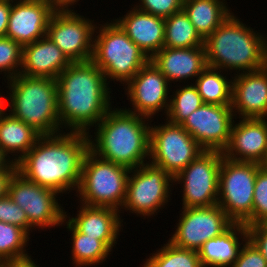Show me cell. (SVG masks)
I'll list each match as a JSON object with an SVG mask.
<instances>
[{"instance_id": "cell-1", "label": "cell", "mask_w": 267, "mask_h": 267, "mask_svg": "<svg viewBox=\"0 0 267 267\" xmlns=\"http://www.w3.org/2000/svg\"><path fill=\"white\" fill-rule=\"evenodd\" d=\"M87 133L42 135L16 164L26 179L57 193L79 187L84 156L89 150Z\"/></svg>"}, {"instance_id": "cell-2", "label": "cell", "mask_w": 267, "mask_h": 267, "mask_svg": "<svg viewBox=\"0 0 267 267\" xmlns=\"http://www.w3.org/2000/svg\"><path fill=\"white\" fill-rule=\"evenodd\" d=\"M106 77L91 60L72 62L57 78L60 124L72 132L87 133L110 110ZM63 121V122H62Z\"/></svg>"}, {"instance_id": "cell-3", "label": "cell", "mask_w": 267, "mask_h": 267, "mask_svg": "<svg viewBox=\"0 0 267 267\" xmlns=\"http://www.w3.org/2000/svg\"><path fill=\"white\" fill-rule=\"evenodd\" d=\"M142 117L126 109L109 110L97 123V144L89 138V150L130 170L143 165L149 155L150 126Z\"/></svg>"}, {"instance_id": "cell-4", "label": "cell", "mask_w": 267, "mask_h": 267, "mask_svg": "<svg viewBox=\"0 0 267 267\" xmlns=\"http://www.w3.org/2000/svg\"><path fill=\"white\" fill-rule=\"evenodd\" d=\"M267 41L230 15L204 40L208 67L260 70L267 66Z\"/></svg>"}, {"instance_id": "cell-5", "label": "cell", "mask_w": 267, "mask_h": 267, "mask_svg": "<svg viewBox=\"0 0 267 267\" xmlns=\"http://www.w3.org/2000/svg\"><path fill=\"white\" fill-rule=\"evenodd\" d=\"M10 80L13 108L10 114L31 126L41 136L55 135L61 125L57 79L19 74Z\"/></svg>"}, {"instance_id": "cell-6", "label": "cell", "mask_w": 267, "mask_h": 267, "mask_svg": "<svg viewBox=\"0 0 267 267\" xmlns=\"http://www.w3.org/2000/svg\"><path fill=\"white\" fill-rule=\"evenodd\" d=\"M99 33L91 61L106 78L128 83L150 61L117 22L105 24Z\"/></svg>"}, {"instance_id": "cell-7", "label": "cell", "mask_w": 267, "mask_h": 267, "mask_svg": "<svg viewBox=\"0 0 267 267\" xmlns=\"http://www.w3.org/2000/svg\"><path fill=\"white\" fill-rule=\"evenodd\" d=\"M88 150L84 156L78 191L85 205L109 207L118 210L126 196L128 173L132 169L112 161L98 159Z\"/></svg>"}, {"instance_id": "cell-8", "label": "cell", "mask_w": 267, "mask_h": 267, "mask_svg": "<svg viewBox=\"0 0 267 267\" xmlns=\"http://www.w3.org/2000/svg\"><path fill=\"white\" fill-rule=\"evenodd\" d=\"M259 167L255 162L222 158L219 172V195H222L217 204L234 223L253 225V193Z\"/></svg>"}, {"instance_id": "cell-9", "label": "cell", "mask_w": 267, "mask_h": 267, "mask_svg": "<svg viewBox=\"0 0 267 267\" xmlns=\"http://www.w3.org/2000/svg\"><path fill=\"white\" fill-rule=\"evenodd\" d=\"M204 151L181 125L168 121L163 126L150 127L151 164L164 169L173 178Z\"/></svg>"}, {"instance_id": "cell-10", "label": "cell", "mask_w": 267, "mask_h": 267, "mask_svg": "<svg viewBox=\"0 0 267 267\" xmlns=\"http://www.w3.org/2000/svg\"><path fill=\"white\" fill-rule=\"evenodd\" d=\"M222 158L223 152L204 151L173 178L184 183V208L211 207L218 203Z\"/></svg>"}, {"instance_id": "cell-11", "label": "cell", "mask_w": 267, "mask_h": 267, "mask_svg": "<svg viewBox=\"0 0 267 267\" xmlns=\"http://www.w3.org/2000/svg\"><path fill=\"white\" fill-rule=\"evenodd\" d=\"M7 194L25 211L33 227H53L66 220L67 215L56 201L58 193L29 181L17 170L9 180Z\"/></svg>"}, {"instance_id": "cell-12", "label": "cell", "mask_w": 267, "mask_h": 267, "mask_svg": "<svg viewBox=\"0 0 267 267\" xmlns=\"http://www.w3.org/2000/svg\"><path fill=\"white\" fill-rule=\"evenodd\" d=\"M132 170L134 175L128 176L123 206L137 215L151 216L167 202L169 182L173 177L164 169L148 163Z\"/></svg>"}, {"instance_id": "cell-13", "label": "cell", "mask_w": 267, "mask_h": 267, "mask_svg": "<svg viewBox=\"0 0 267 267\" xmlns=\"http://www.w3.org/2000/svg\"><path fill=\"white\" fill-rule=\"evenodd\" d=\"M182 213L170 242L183 249L198 251L206 241L220 236L234 224L218 204L183 208Z\"/></svg>"}, {"instance_id": "cell-14", "label": "cell", "mask_w": 267, "mask_h": 267, "mask_svg": "<svg viewBox=\"0 0 267 267\" xmlns=\"http://www.w3.org/2000/svg\"><path fill=\"white\" fill-rule=\"evenodd\" d=\"M232 112L231 105L203 103L181 126L205 151L223 152L230 141Z\"/></svg>"}, {"instance_id": "cell-15", "label": "cell", "mask_w": 267, "mask_h": 267, "mask_svg": "<svg viewBox=\"0 0 267 267\" xmlns=\"http://www.w3.org/2000/svg\"><path fill=\"white\" fill-rule=\"evenodd\" d=\"M94 27L91 21L85 20L72 11L54 12L50 18L46 36L71 62H85L92 58Z\"/></svg>"}, {"instance_id": "cell-16", "label": "cell", "mask_w": 267, "mask_h": 267, "mask_svg": "<svg viewBox=\"0 0 267 267\" xmlns=\"http://www.w3.org/2000/svg\"><path fill=\"white\" fill-rule=\"evenodd\" d=\"M167 82L166 77L149 61L127 83L128 95L135 111H126L138 114L144 118H149V116L164 107L168 111L169 104L166 102L168 101Z\"/></svg>"}, {"instance_id": "cell-17", "label": "cell", "mask_w": 267, "mask_h": 267, "mask_svg": "<svg viewBox=\"0 0 267 267\" xmlns=\"http://www.w3.org/2000/svg\"><path fill=\"white\" fill-rule=\"evenodd\" d=\"M54 12L45 0H20L12 5L6 37L22 47L45 37Z\"/></svg>"}, {"instance_id": "cell-18", "label": "cell", "mask_w": 267, "mask_h": 267, "mask_svg": "<svg viewBox=\"0 0 267 267\" xmlns=\"http://www.w3.org/2000/svg\"><path fill=\"white\" fill-rule=\"evenodd\" d=\"M266 150L267 122L265 119L243 118L240 123L234 126L232 124L230 141L223 151V156L234 161L260 163ZM237 153L242 158H238Z\"/></svg>"}, {"instance_id": "cell-19", "label": "cell", "mask_w": 267, "mask_h": 267, "mask_svg": "<svg viewBox=\"0 0 267 267\" xmlns=\"http://www.w3.org/2000/svg\"><path fill=\"white\" fill-rule=\"evenodd\" d=\"M237 76L232 82V109L243 118L267 116V66Z\"/></svg>"}, {"instance_id": "cell-20", "label": "cell", "mask_w": 267, "mask_h": 267, "mask_svg": "<svg viewBox=\"0 0 267 267\" xmlns=\"http://www.w3.org/2000/svg\"><path fill=\"white\" fill-rule=\"evenodd\" d=\"M72 62L54 42L45 36L23 46L20 74L28 77L57 79Z\"/></svg>"}, {"instance_id": "cell-21", "label": "cell", "mask_w": 267, "mask_h": 267, "mask_svg": "<svg viewBox=\"0 0 267 267\" xmlns=\"http://www.w3.org/2000/svg\"><path fill=\"white\" fill-rule=\"evenodd\" d=\"M116 22L148 58H152L164 47V18L143 12L134 7L133 11L125 15V18L122 17Z\"/></svg>"}, {"instance_id": "cell-22", "label": "cell", "mask_w": 267, "mask_h": 267, "mask_svg": "<svg viewBox=\"0 0 267 267\" xmlns=\"http://www.w3.org/2000/svg\"><path fill=\"white\" fill-rule=\"evenodd\" d=\"M150 61L168 81L199 76L208 66L205 47H163Z\"/></svg>"}, {"instance_id": "cell-23", "label": "cell", "mask_w": 267, "mask_h": 267, "mask_svg": "<svg viewBox=\"0 0 267 267\" xmlns=\"http://www.w3.org/2000/svg\"><path fill=\"white\" fill-rule=\"evenodd\" d=\"M79 214L68 221L81 233L96 237L110 249L115 244L121 226L118 210L109 207L89 206L83 204Z\"/></svg>"}, {"instance_id": "cell-24", "label": "cell", "mask_w": 267, "mask_h": 267, "mask_svg": "<svg viewBox=\"0 0 267 267\" xmlns=\"http://www.w3.org/2000/svg\"><path fill=\"white\" fill-rule=\"evenodd\" d=\"M235 229L244 236L245 242L248 240L247 226L241 223H234L220 236L206 241L198 250L203 267H231L241 250Z\"/></svg>"}, {"instance_id": "cell-25", "label": "cell", "mask_w": 267, "mask_h": 267, "mask_svg": "<svg viewBox=\"0 0 267 267\" xmlns=\"http://www.w3.org/2000/svg\"><path fill=\"white\" fill-rule=\"evenodd\" d=\"M182 10L204 40L231 15L220 0H183Z\"/></svg>"}, {"instance_id": "cell-26", "label": "cell", "mask_w": 267, "mask_h": 267, "mask_svg": "<svg viewBox=\"0 0 267 267\" xmlns=\"http://www.w3.org/2000/svg\"><path fill=\"white\" fill-rule=\"evenodd\" d=\"M40 136L31 126L11 114L0 120V151L6 157L9 152H22V155L14 159V164L28 153Z\"/></svg>"}, {"instance_id": "cell-27", "label": "cell", "mask_w": 267, "mask_h": 267, "mask_svg": "<svg viewBox=\"0 0 267 267\" xmlns=\"http://www.w3.org/2000/svg\"><path fill=\"white\" fill-rule=\"evenodd\" d=\"M165 20L164 47L191 48L204 47V39L196 31L194 25L183 10L172 14Z\"/></svg>"}, {"instance_id": "cell-28", "label": "cell", "mask_w": 267, "mask_h": 267, "mask_svg": "<svg viewBox=\"0 0 267 267\" xmlns=\"http://www.w3.org/2000/svg\"><path fill=\"white\" fill-rule=\"evenodd\" d=\"M217 69L206 67L194 85L204 104L232 105V81H227ZM231 83V84H230Z\"/></svg>"}, {"instance_id": "cell-29", "label": "cell", "mask_w": 267, "mask_h": 267, "mask_svg": "<svg viewBox=\"0 0 267 267\" xmlns=\"http://www.w3.org/2000/svg\"><path fill=\"white\" fill-rule=\"evenodd\" d=\"M67 228L73 234L72 260L77 266L93 265L106 259L111 249L103 241L79 232L69 221Z\"/></svg>"}, {"instance_id": "cell-30", "label": "cell", "mask_w": 267, "mask_h": 267, "mask_svg": "<svg viewBox=\"0 0 267 267\" xmlns=\"http://www.w3.org/2000/svg\"><path fill=\"white\" fill-rule=\"evenodd\" d=\"M28 235L19 226L0 221V262L2 264L29 258L23 252L29 239Z\"/></svg>"}, {"instance_id": "cell-31", "label": "cell", "mask_w": 267, "mask_h": 267, "mask_svg": "<svg viewBox=\"0 0 267 267\" xmlns=\"http://www.w3.org/2000/svg\"><path fill=\"white\" fill-rule=\"evenodd\" d=\"M144 267H203L198 251L183 249L170 241L154 256H150Z\"/></svg>"}, {"instance_id": "cell-32", "label": "cell", "mask_w": 267, "mask_h": 267, "mask_svg": "<svg viewBox=\"0 0 267 267\" xmlns=\"http://www.w3.org/2000/svg\"><path fill=\"white\" fill-rule=\"evenodd\" d=\"M203 104L200 94L195 86H186L176 91L170 100L167 116L170 123L181 125L185 119Z\"/></svg>"}, {"instance_id": "cell-33", "label": "cell", "mask_w": 267, "mask_h": 267, "mask_svg": "<svg viewBox=\"0 0 267 267\" xmlns=\"http://www.w3.org/2000/svg\"><path fill=\"white\" fill-rule=\"evenodd\" d=\"M22 49L23 47L16 41L8 37H0V71H10L7 75L9 79L20 74L18 69L14 71V68L22 65Z\"/></svg>"}, {"instance_id": "cell-34", "label": "cell", "mask_w": 267, "mask_h": 267, "mask_svg": "<svg viewBox=\"0 0 267 267\" xmlns=\"http://www.w3.org/2000/svg\"><path fill=\"white\" fill-rule=\"evenodd\" d=\"M0 221L19 226L27 233H29V228L33 227L29 223L25 211L8 194L0 198Z\"/></svg>"}, {"instance_id": "cell-35", "label": "cell", "mask_w": 267, "mask_h": 267, "mask_svg": "<svg viewBox=\"0 0 267 267\" xmlns=\"http://www.w3.org/2000/svg\"><path fill=\"white\" fill-rule=\"evenodd\" d=\"M253 198V224L267 215V172L258 168Z\"/></svg>"}, {"instance_id": "cell-36", "label": "cell", "mask_w": 267, "mask_h": 267, "mask_svg": "<svg viewBox=\"0 0 267 267\" xmlns=\"http://www.w3.org/2000/svg\"><path fill=\"white\" fill-rule=\"evenodd\" d=\"M143 5L137 8L143 12L166 18L182 10L183 0H141ZM143 7V8H142Z\"/></svg>"}, {"instance_id": "cell-37", "label": "cell", "mask_w": 267, "mask_h": 267, "mask_svg": "<svg viewBox=\"0 0 267 267\" xmlns=\"http://www.w3.org/2000/svg\"><path fill=\"white\" fill-rule=\"evenodd\" d=\"M232 267H267V261L258 248L248 239Z\"/></svg>"}, {"instance_id": "cell-38", "label": "cell", "mask_w": 267, "mask_h": 267, "mask_svg": "<svg viewBox=\"0 0 267 267\" xmlns=\"http://www.w3.org/2000/svg\"><path fill=\"white\" fill-rule=\"evenodd\" d=\"M248 239L258 248L267 261V231L258 224L247 226Z\"/></svg>"}, {"instance_id": "cell-39", "label": "cell", "mask_w": 267, "mask_h": 267, "mask_svg": "<svg viewBox=\"0 0 267 267\" xmlns=\"http://www.w3.org/2000/svg\"><path fill=\"white\" fill-rule=\"evenodd\" d=\"M11 8L10 1L0 0V37H6Z\"/></svg>"}, {"instance_id": "cell-40", "label": "cell", "mask_w": 267, "mask_h": 267, "mask_svg": "<svg viewBox=\"0 0 267 267\" xmlns=\"http://www.w3.org/2000/svg\"><path fill=\"white\" fill-rule=\"evenodd\" d=\"M74 2H77L76 0H48L47 3L51 6V8L55 11V12H65V11H71L68 10L67 7H69V5L74 4ZM72 3V4H71ZM61 7V8H60ZM66 8V9H65ZM62 9V10H61Z\"/></svg>"}, {"instance_id": "cell-41", "label": "cell", "mask_w": 267, "mask_h": 267, "mask_svg": "<svg viewBox=\"0 0 267 267\" xmlns=\"http://www.w3.org/2000/svg\"><path fill=\"white\" fill-rule=\"evenodd\" d=\"M9 162L10 161L6 160L5 155L0 152V173H14L17 170L16 164H14L13 160L10 163Z\"/></svg>"}, {"instance_id": "cell-42", "label": "cell", "mask_w": 267, "mask_h": 267, "mask_svg": "<svg viewBox=\"0 0 267 267\" xmlns=\"http://www.w3.org/2000/svg\"><path fill=\"white\" fill-rule=\"evenodd\" d=\"M2 267H37L31 258L3 263Z\"/></svg>"}, {"instance_id": "cell-43", "label": "cell", "mask_w": 267, "mask_h": 267, "mask_svg": "<svg viewBox=\"0 0 267 267\" xmlns=\"http://www.w3.org/2000/svg\"><path fill=\"white\" fill-rule=\"evenodd\" d=\"M13 173H0V198L7 194L8 183Z\"/></svg>"}, {"instance_id": "cell-44", "label": "cell", "mask_w": 267, "mask_h": 267, "mask_svg": "<svg viewBox=\"0 0 267 267\" xmlns=\"http://www.w3.org/2000/svg\"><path fill=\"white\" fill-rule=\"evenodd\" d=\"M263 230L267 231V215L257 223Z\"/></svg>"}, {"instance_id": "cell-45", "label": "cell", "mask_w": 267, "mask_h": 267, "mask_svg": "<svg viewBox=\"0 0 267 267\" xmlns=\"http://www.w3.org/2000/svg\"><path fill=\"white\" fill-rule=\"evenodd\" d=\"M259 164H260V168H262L264 171L267 172V150H266L263 160Z\"/></svg>"}, {"instance_id": "cell-46", "label": "cell", "mask_w": 267, "mask_h": 267, "mask_svg": "<svg viewBox=\"0 0 267 267\" xmlns=\"http://www.w3.org/2000/svg\"><path fill=\"white\" fill-rule=\"evenodd\" d=\"M6 101H4V99H2L1 97H0V120L4 117V107L6 106V103H5ZM5 103V104H4ZM3 115V116H2Z\"/></svg>"}]
</instances>
